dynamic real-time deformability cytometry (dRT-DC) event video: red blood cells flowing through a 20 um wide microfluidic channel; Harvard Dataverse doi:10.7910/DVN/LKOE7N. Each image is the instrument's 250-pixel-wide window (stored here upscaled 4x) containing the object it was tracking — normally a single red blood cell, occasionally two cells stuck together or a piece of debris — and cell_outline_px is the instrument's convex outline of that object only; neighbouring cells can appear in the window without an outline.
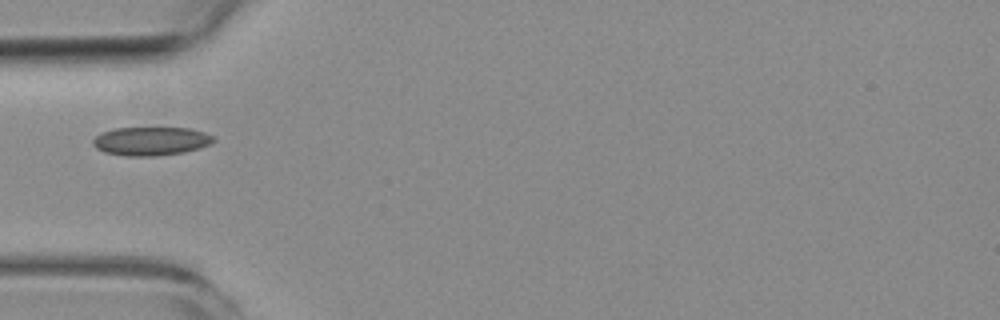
{"species": "common noctule bat (a hibernating species)", "species_latin": "Nyctalus noctula", "temperature_condition": "room temperature", "stored_images_in_passage": 4, "camera_frame_rate_fps": 3000, "um_per_image_px": 0.085, "animal": {"sex": "female", "body_mass_g": 19.3, "forearm_length_mm": 54.1}, "frame": {"image": 1, "passage_image": 1, "time_ms": 0.0, "image_size_px": [1000, 320], "cell_outline_px": [[216, 140], [212, 144], [200, 148], [184, 152], [156, 156], [128, 156], [104, 152], [96, 148], [92, 144], [92, 140], [100, 132], [112, 128], [188, 128], [204, 132], [216, 136]], "centroid_in_image_um": [12.85, 11.99], "position_along_channel_um": 72.2, "area_um2": 20.35}}
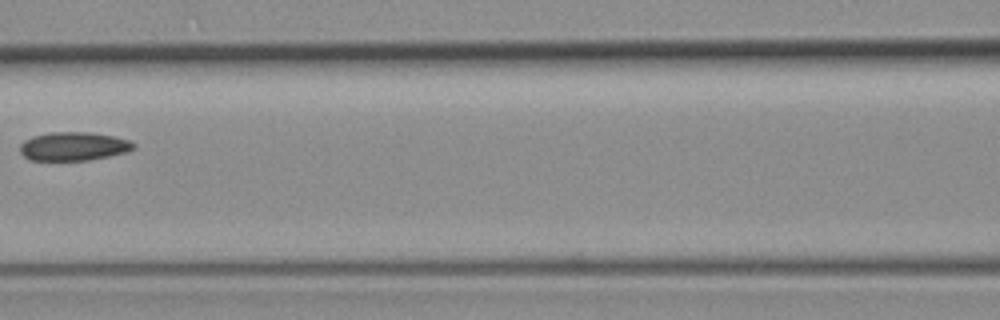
{"frame": {"image": 2, "passage_image": 3, "time_ms": 2.333, "image_size_px": [1000, 320], "cell_outline_px": [[136, 144], [128, 152], [88, 160], [32, 160], [24, 156], [20, 152], [20, 144], [24, 140], [32, 136], [48, 132], [92, 132], [112, 136], [128, 140]], "centroid_in_image_um": [6.22, 12.43], "position_along_channel_um": 160.4, "area_um2": 18.9}}
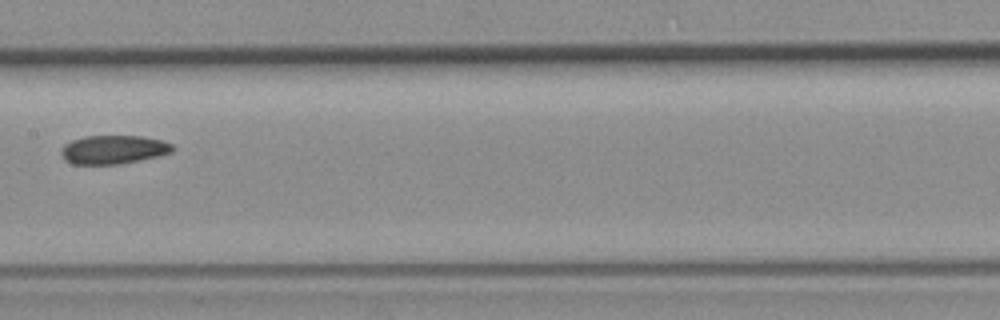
{"frame": {"image": 3, "passage_image": 4, "time_ms": 3.333, "image_size_px": [1000, 320], "cell_outline_px": [[176, 148], [172, 152], [140, 160], [120, 164], [72, 164], [64, 160], [60, 152], [60, 148], [64, 144], [72, 140], [84, 136], [144, 136], [160, 140], [172, 144]], "centroid_in_image_um": [9.61, 12.71], "position_along_channel_um": 197.8, "area_um2": 18.73}}